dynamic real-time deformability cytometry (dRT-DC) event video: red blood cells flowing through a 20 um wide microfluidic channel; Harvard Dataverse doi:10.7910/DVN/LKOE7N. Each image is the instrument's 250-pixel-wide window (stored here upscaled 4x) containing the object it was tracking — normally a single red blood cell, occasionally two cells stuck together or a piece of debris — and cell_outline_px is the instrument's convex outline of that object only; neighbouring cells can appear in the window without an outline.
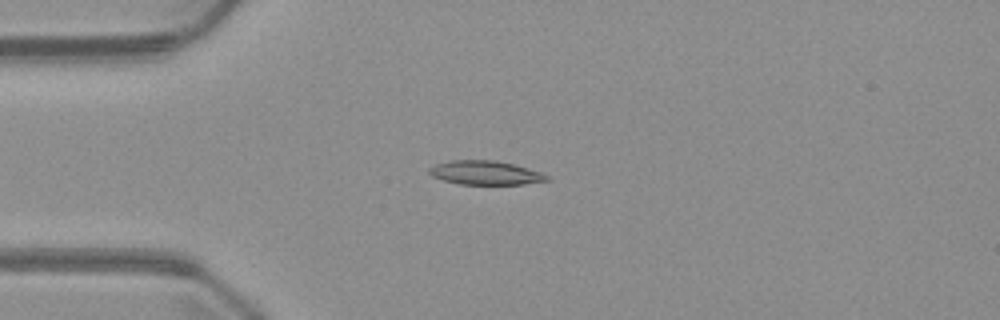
{"species": "common noctule bat (a hibernating species)", "species_latin": "Nyctalus noctula", "temperature_condition": "warm", "stored_images_in_passage": 5, "camera_frame_rate_fps": 3000, "um_per_image_px": 0.085, "animal": {"sex": "male", "body_mass_g": 23.1, "forearm_length_mm": 52.7}, "frame": {"image": 1, "passage_image": 4, "time_ms": 3.667, "image_size_px": [1000, 320], "cell_outline_px": [[552, 180], [524, 184], [460, 184], [444, 180], [432, 176], [428, 172], [428, 168], [436, 164], [448, 160], [492, 160], [512, 164], [540, 172], [548, 176]], "centroid_in_image_um": [41.23, 14.69], "position_along_channel_um": 43.8, "area_um2": 16.3}}